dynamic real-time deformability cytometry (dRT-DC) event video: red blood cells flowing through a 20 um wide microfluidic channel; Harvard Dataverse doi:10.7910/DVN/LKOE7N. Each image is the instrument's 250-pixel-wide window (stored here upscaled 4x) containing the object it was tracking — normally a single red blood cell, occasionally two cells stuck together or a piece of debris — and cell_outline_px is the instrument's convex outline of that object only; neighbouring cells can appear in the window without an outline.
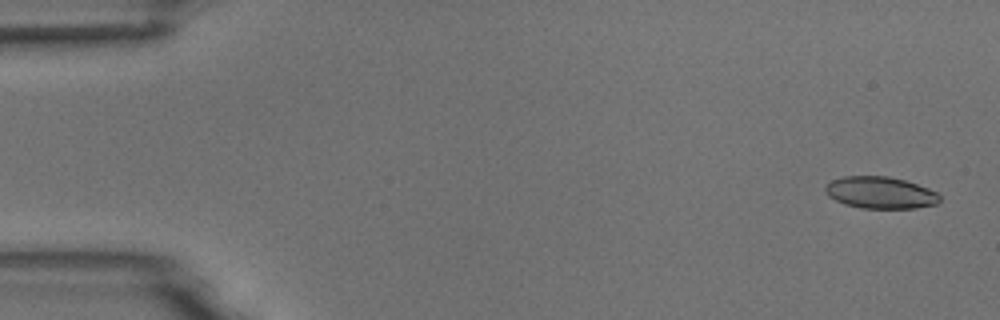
{"species": "common noctule bat (a hibernating species)", "species_latin": "Nyctalus noctula", "temperature_condition": "room temperature", "stored_images_in_passage": 27, "camera_frame_rate_fps": 3000, "um_per_image_px": 0.085, "animal": {"sex": "male", "body_mass_g": 18.8}, "frame": {"image": 1, "passage_image": 2, "time_ms": 0.333, "image_size_px": [1000, 320], "cell_outline_px": [[940, 200], [936, 204], [916, 208], [860, 208], [844, 204], [828, 196], [824, 192], [824, 188], [832, 180], [844, 176], [888, 176], [904, 180], [928, 188], [936, 192], [940, 196]], "centroid_in_image_um": [74.81, 16.38], "position_along_channel_um": 10.2, "area_um2": 21.21}}
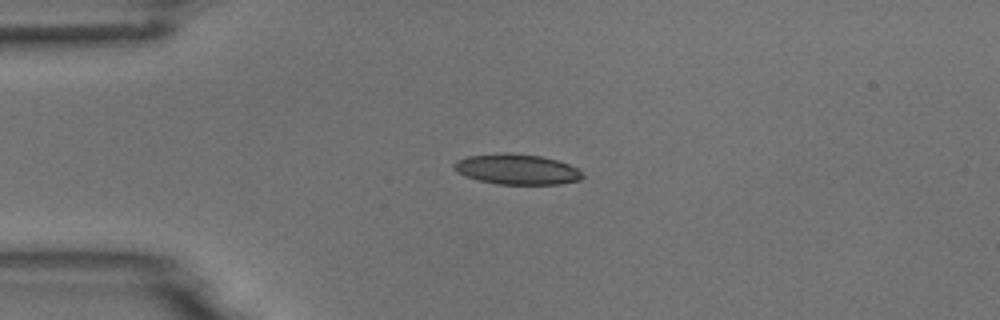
{"frame": {"image": 2, "passage_image": 13, "time_ms": 4.0, "image_size_px": [1000, 320], "cell_outline_px": [[584, 176], [580, 180], [560, 184], [496, 184], [464, 176], [456, 172], [452, 168], [452, 164], [456, 160], [468, 156], [500, 152], [508, 152], [540, 156], [556, 160], [568, 164], [576, 168]], "centroid_in_image_um": [43.87, 14.38], "position_along_channel_um": 41.1, "area_um2": 22.89}}